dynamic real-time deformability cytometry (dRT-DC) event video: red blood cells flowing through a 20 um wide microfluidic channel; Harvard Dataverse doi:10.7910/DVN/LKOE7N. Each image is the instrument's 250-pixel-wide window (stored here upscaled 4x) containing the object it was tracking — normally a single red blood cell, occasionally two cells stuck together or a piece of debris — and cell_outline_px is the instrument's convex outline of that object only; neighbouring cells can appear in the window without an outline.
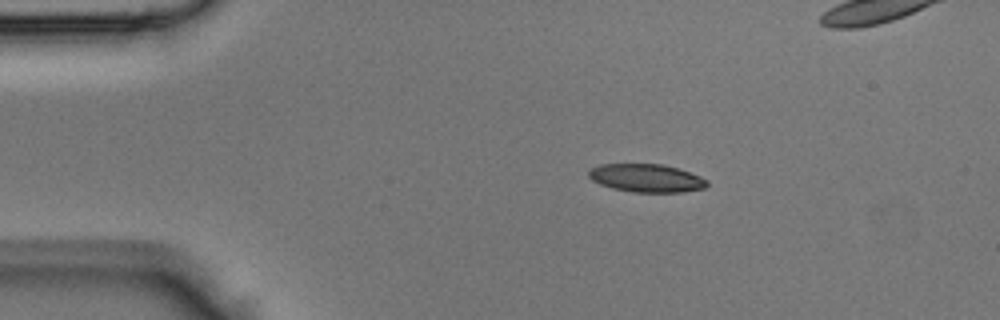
{"species": "Egyptian fruit bat (a non-hibernating species)", "species_latin": "Rousettus aegyptiacus", "temperature_condition": "room temperature", "stored_images_in_passage": 38, "camera_frame_rate_fps": 3000, "um_per_image_px": 0.085, "animal": {"sex": "male"}, "frame": {"image": 1, "passage_image": 1, "time_ms": 0.0, "image_size_px": [1000, 320], "cell_outline_px": [[708, 184], [704, 188], [684, 192], [632, 192], [612, 188], [600, 184], [592, 180], [588, 176], [588, 172], [592, 168], [600, 164], [664, 164], [700, 176], [708, 180]], "centroid_in_image_um": [54.94, 15.14], "position_along_channel_um": 30.1, "area_um2": 19.36}}
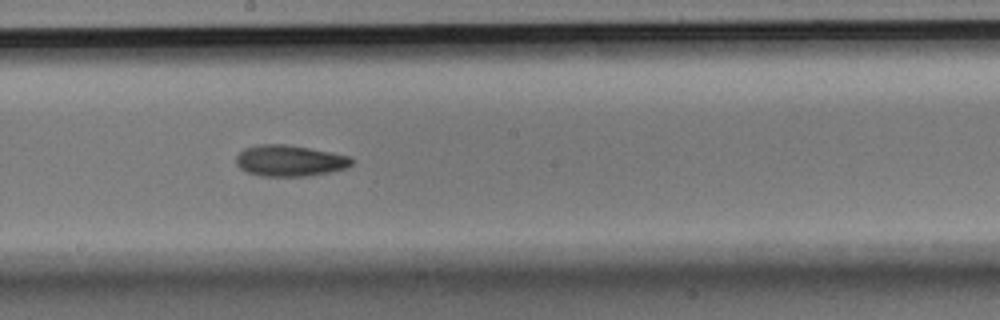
{"frame": {"image": 2, "passage_image": 17, "time_ms": 5.333, "image_size_px": [1000, 320], "cell_outline_px": [[352, 164], [348, 168], [308, 176], [260, 176], [248, 172], [240, 168], [236, 164], [236, 156], [244, 148], [256, 144], [284, 144], [332, 152], [352, 156]], "centroid_in_image_um": [24.63, 13.65], "position_along_channel_um": 223.6, "area_um2": 21.1}}
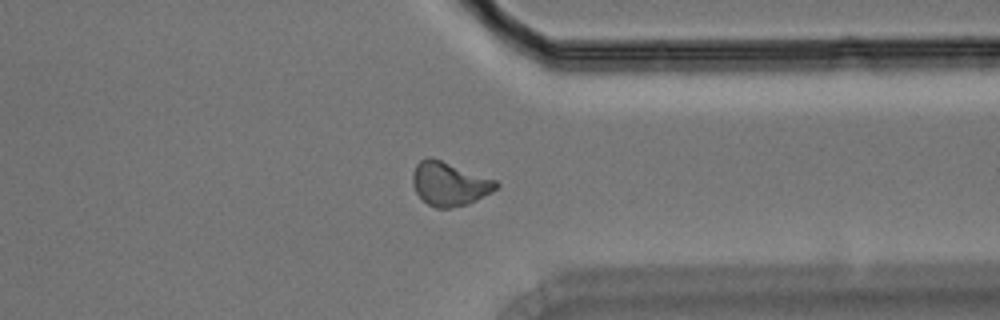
{"frame": {"image": 3, "passage_image": 27, "time_ms": 8.667, "image_size_px": [1000, 320], "cell_outline_px": [[500, 184], [492, 192], [468, 204], [448, 208], [436, 208], [428, 204], [416, 192], [412, 184], [412, 172], [416, 164], [420, 160], [428, 156], [440, 160], [496, 180]], "centroid_in_image_um": [38.18, 15.62], "position_along_channel_um": 373.2, "area_um2": 21.1}}